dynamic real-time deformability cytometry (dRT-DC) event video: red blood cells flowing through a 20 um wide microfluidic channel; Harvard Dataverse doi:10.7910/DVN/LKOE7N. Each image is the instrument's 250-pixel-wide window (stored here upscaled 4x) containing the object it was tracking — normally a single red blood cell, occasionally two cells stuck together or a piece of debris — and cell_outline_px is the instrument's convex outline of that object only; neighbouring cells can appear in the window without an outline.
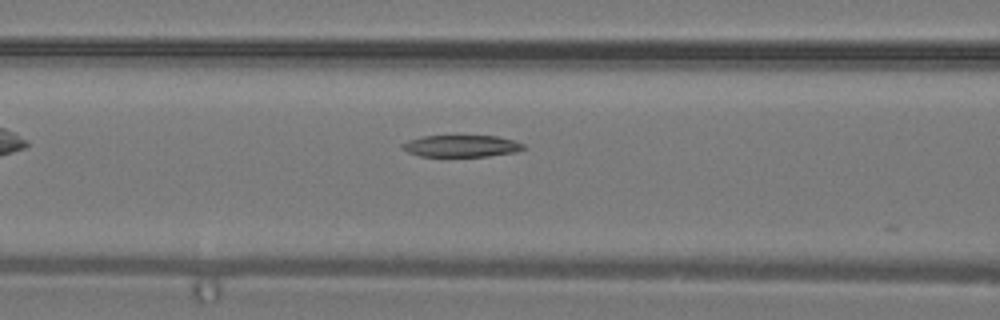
{"species": "common noctule bat (a hibernating species)", "species_latin": "Nyctalus noctula", "temperature_condition": "warm", "stored_images_in_passage": 4, "camera_frame_rate_fps": 3000, "um_per_image_px": 0.085, "animal": {"sex": "male", "body_mass_g": 19.2, "forearm_length_mm": 51.8}, "frame": {"image": 1, "passage_image": 4, "time_ms": 1.0, "image_size_px": [1000, 320], "cell_outline_px": [[524, 148], [516, 152], [488, 156], [420, 156], [408, 152], [400, 148], [400, 144], [408, 140], [424, 136], [496, 136], [512, 140], [524, 144]], "centroid_in_image_um": [39.17, 12.41], "position_along_channel_um": 127.4, "area_um2": 15.32}}